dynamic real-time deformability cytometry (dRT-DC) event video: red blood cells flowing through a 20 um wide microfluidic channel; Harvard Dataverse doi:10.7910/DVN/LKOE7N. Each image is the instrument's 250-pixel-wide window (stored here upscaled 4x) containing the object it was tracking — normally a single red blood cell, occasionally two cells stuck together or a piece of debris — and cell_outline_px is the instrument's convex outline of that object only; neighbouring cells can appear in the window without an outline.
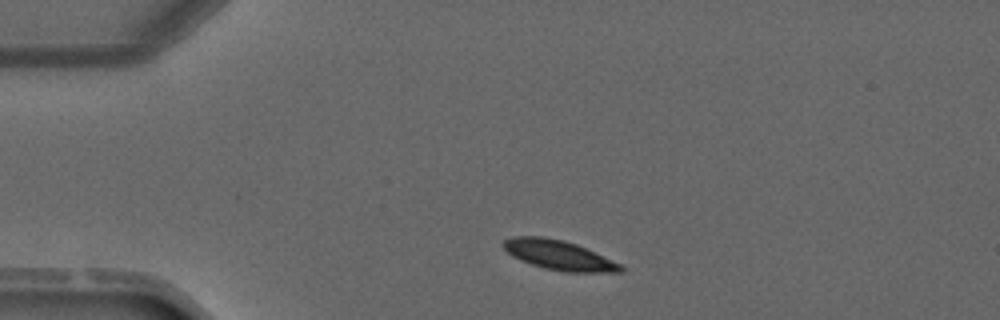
{"species": "common noctule bat (a hibernating species)", "species_latin": "Nyctalus noctula", "temperature_condition": "warm", "stored_images_in_passage": 2, "camera_frame_rate_fps": 3000, "um_per_image_px": 0.085, "animal": {"sex": "male", "forearm_length_mm": 52.5}, "frame": {"image": 1, "passage_image": 1, "time_ms": 0.0, "image_size_px": [1000, 320], "cell_outline_px": [[624, 272], [564, 272], [544, 268], [520, 260], [512, 256], [500, 244], [504, 240], [512, 236], [544, 236], [564, 240], [576, 244], [620, 264], [624, 268]], "centroid_in_image_um": [47.45, 21.68], "position_along_channel_um": 37.5, "area_um2": 20.17}}